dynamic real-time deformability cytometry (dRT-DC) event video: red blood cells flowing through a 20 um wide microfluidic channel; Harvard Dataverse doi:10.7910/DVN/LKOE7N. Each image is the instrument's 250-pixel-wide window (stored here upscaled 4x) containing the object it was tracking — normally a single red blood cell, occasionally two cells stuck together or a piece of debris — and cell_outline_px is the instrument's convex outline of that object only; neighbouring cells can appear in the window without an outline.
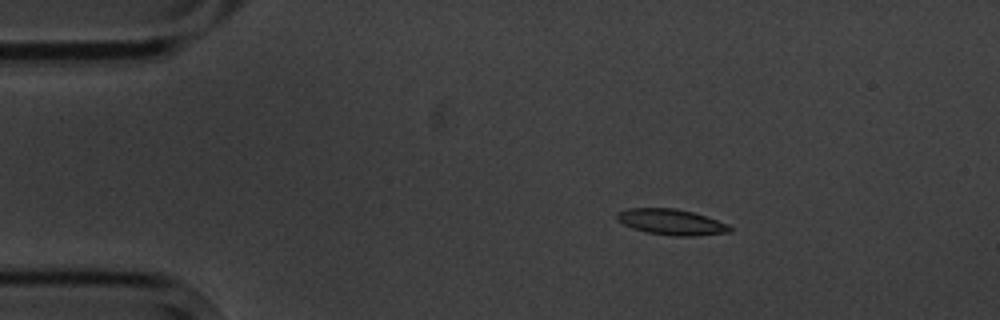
{"species": "common noctule bat (a hibernating species)", "species_latin": "Nyctalus noctula", "temperature_condition": "cold", "stored_images_in_passage": 5, "camera_frame_rate_fps": 3000, "um_per_image_px": 0.085, "animal": {"sex": "male", "body_mass_g": 20.1, "forearm_length_mm": 53.5}, "frame": {"image": 1, "passage_image": 3, "time_ms": 3.0, "image_size_px": [1000, 320], "cell_outline_px": [[732, 232], [692, 236], [672, 236], [648, 232], [632, 228], [616, 220], [616, 212], [628, 208], [676, 208], [692, 212], [728, 224], [732, 228]], "centroid_in_image_um": [57.04, 18.87], "position_along_channel_um": 28.0, "area_um2": 16.94}}
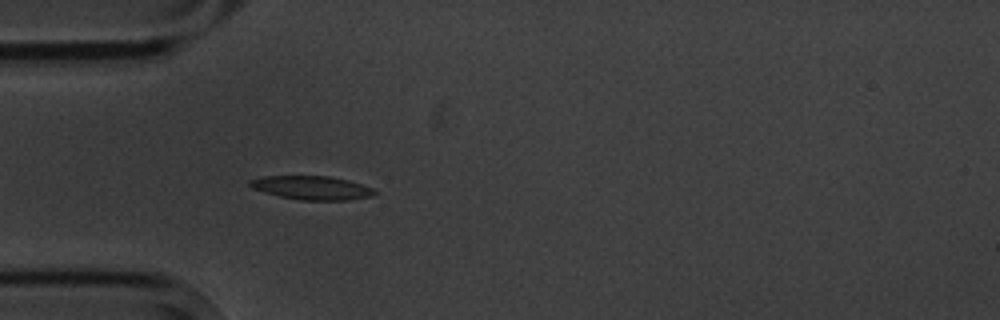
{"frame": {"image": 2, "passage_image": 5, "time_ms": 5.333, "image_size_px": [1000, 320], "cell_outline_px": [[376, 192], [372, 196], [348, 200], [300, 200], [280, 196], [264, 192], [252, 188], [248, 184], [248, 180], [264, 176], [328, 176], [348, 180], [372, 188]], "centroid_in_image_um": [26.47, 15.96], "position_along_channel_um": 58.5, "area_um2": 17.11}}